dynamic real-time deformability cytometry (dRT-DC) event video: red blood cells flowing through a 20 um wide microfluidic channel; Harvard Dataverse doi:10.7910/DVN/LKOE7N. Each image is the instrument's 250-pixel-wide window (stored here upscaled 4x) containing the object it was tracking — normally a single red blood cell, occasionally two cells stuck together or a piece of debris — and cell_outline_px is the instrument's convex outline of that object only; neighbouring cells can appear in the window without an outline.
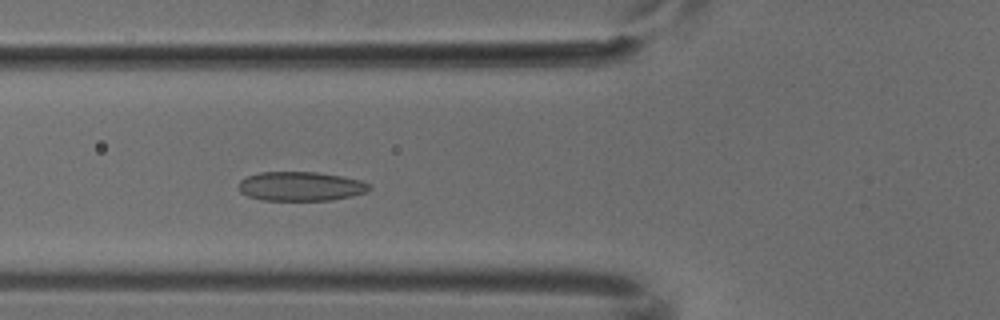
{"species": "common noctule bat (a hibernating species)", "species_latin": "Nyctalus noctula", "temperature_condition": "cold", "stored_images_in_passage": 4, "camera_frame_rate_fps": 3000, "um_per_image_px": 0.085, "animal": {"sex": "male", "body_mass_g": 18.8}, "frame": {"image": 1, "passage_image": 4, "time_ms": 1.0, "image_size_px": [1000, 320], "cell_outline_px": [[372, 188], [368, 192], [352, 196], [332, 200], [260, 200], [248, 196], [240, 192], [240, 180], [248, 176], [260, 172], [316, 172], [340, 176], [360, 180], [372, 184]], "centroid_in_image_um": [25.6, 15.84], "position_along_channel_um": 100.2, "area_um2": 22.31}}